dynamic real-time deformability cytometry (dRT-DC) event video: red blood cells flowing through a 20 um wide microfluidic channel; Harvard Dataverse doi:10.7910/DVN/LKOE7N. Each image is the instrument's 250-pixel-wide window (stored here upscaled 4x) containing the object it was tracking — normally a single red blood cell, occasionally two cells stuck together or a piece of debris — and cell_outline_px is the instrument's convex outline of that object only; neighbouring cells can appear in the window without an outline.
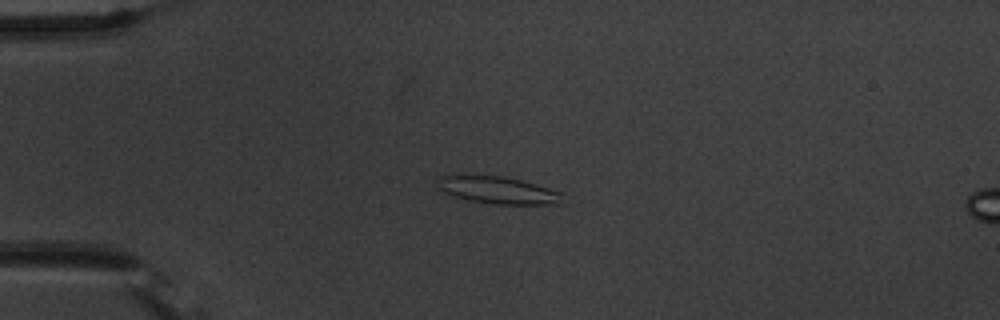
{"species": "common noctule bat (a hibernating species)", "species_latin": "Nyctalus noctula", "temperature_condition": "warm", "stored_images_in_passage": 42, "camera_frame_rate_fps": 3000, "um_per_image_px": 0.085, "animal": {"sex": "male", "body_mass_g": 20.1, "forearm_length_mm": 53.5}, "frame": {"image": 1, "passage_image": 1, "time_ms": 0.0, "image_size_px": [1000, 320], "cell_outline_px": [[564, 192], [556, 204], [492, 204], [472, 200], [456, 196], [444, 192], [436, 188], [440, 176], [456, 172], [464, 172], [504, 176], [536, 184]], "centroid_in_image_um": [42.21, 16.1], "position_along_channel_um": 42.8, "area_um2": 20.4}}
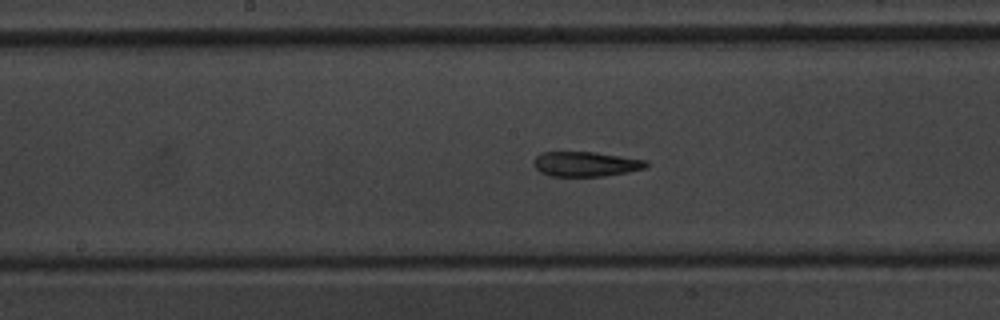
{"frame": {"image": 2, "passage_image": 16, "time_ms": 5.0, "image_size_px": [1000, 320], "cell_outline_px": [[648, 164], [644, 168], [628, 172], [604, 176], [548, 176], [540, 172], [532, 164], [532, 160], [540, 152], [596, 152], [648, 160]], "centroid_in_image_um": [49.75, 13.94], "position_along_channel_um": 198.4, "area_um2": 16.47}}
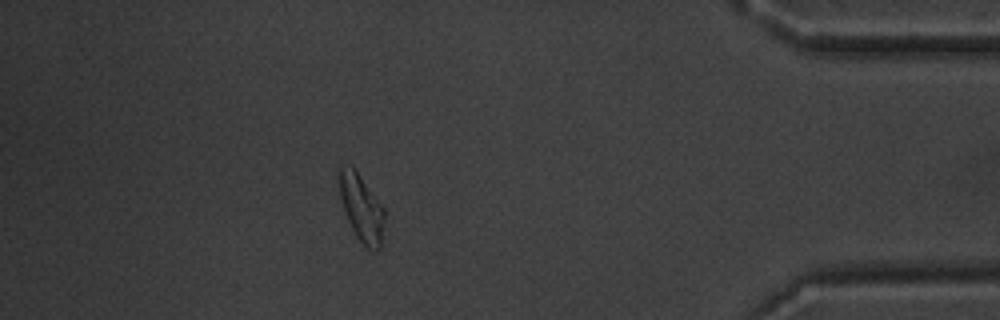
{"frame": {"image": 3, "passage_image": 36, "time_ms": 11.667, "image_size_px": [1000, 320], "cell_outline_px": [[384, 220], [380, 248], [376, 252], [368, 248], [356, 236], [348, 220], [340, 196], [336, 180], [336, 168], [340, 164], [352, 164], [356, 168], [384, 208]], "centroid_in_image_um": [30.66, 17.53], "position_along_channel_um": 404.5, "area_um2": 18.21}, "authors_computed_cell_mechanics": {"area_um2": 17.1955, "velocity_mm_per_s": 3.6943, "shape_relaxation_time_tau1_ms": 4.8062, "shape_relaxation_time_tau2_ms": 2.0687, "deformation_change_tau1": 0.1748, "deformation_change_tau2": 0.09}}